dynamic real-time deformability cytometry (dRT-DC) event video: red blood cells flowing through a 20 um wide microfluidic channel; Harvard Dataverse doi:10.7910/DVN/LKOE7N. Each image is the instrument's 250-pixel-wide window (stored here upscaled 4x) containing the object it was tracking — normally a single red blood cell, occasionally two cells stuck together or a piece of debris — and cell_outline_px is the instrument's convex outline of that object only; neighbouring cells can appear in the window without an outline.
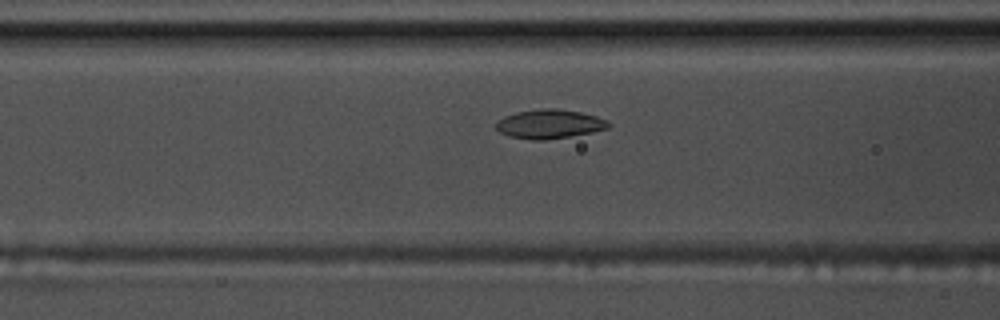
{"species": "common noctule bat (a hibernating species)", "species_latin": "Nyctalus noctula", "temperature_condition": "warm", "stored_images_in_passage": 37, "segment_of_instrument_passage": [1, 2], "camera_frame_rate_fps": 3000, "um_per_image_px": 0.085, "animal": {"sex": "male", "body_mass_g": 17.5, "forearm_length_mm": 52.3}, "frame": {"image": 1, "passage_image": 9, "time_ms": 2.667, "image_size_px": [1000, 320], "cell_outline_px": [[612, 124], [608, 128], [592, 132], [544, 140], [532, 140], [508, 136], [500, 132], [496, 128], [496, 124], [504, 116], [516, 112], [540, 108], [556, 108], [580, 112], [596, 116], [608, 120]], "centroid_in_image_um": [46.72, 10.53], "position_along_channel_um": 119.9, "area_um2": 19.02}}
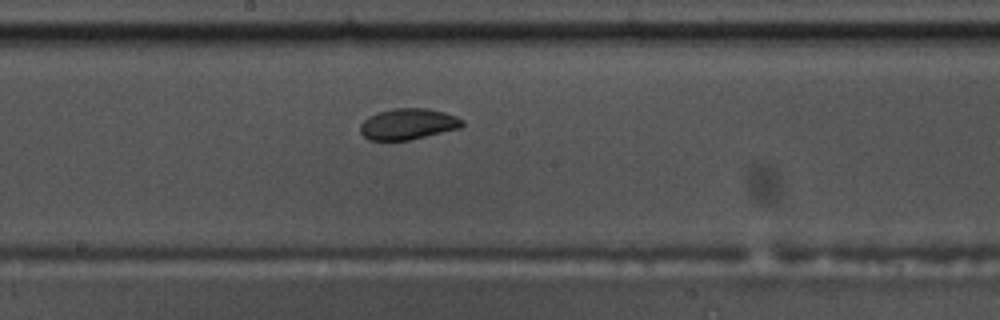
{"frame": {"image": 2, "passage_image": 17, "time_ms": 5.333, "image_size_px": [1000, 320], "cell_outline_px": [[464, 124], [460, 128], [408, 140], [372, 140], [364, 136], [360, 132], [360, 124], [368, 116], [376, 112], [392, 108], [428, 108], [444, 112], [456, 116], [464, 120]], "centroid_in_image_um": [34.68, 10.52], "position_along_channel_um": 213.5, "area_um2": 18.5}}
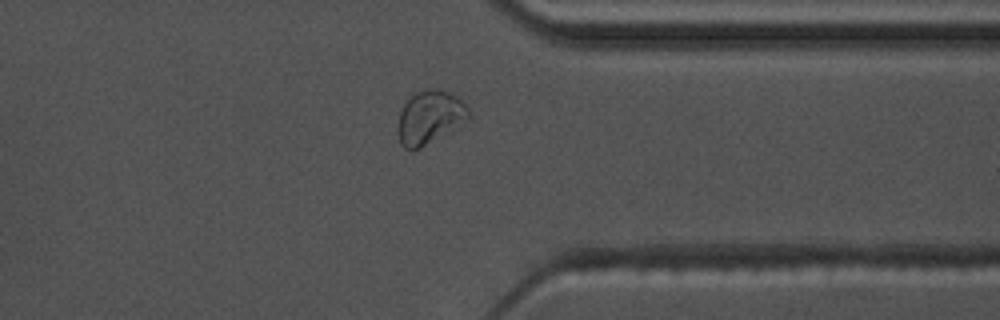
{"frame": {"image": 3, "passage_image": 31, "time_ms": 10.0, "image_size_px": [1000, 320], "cell_outline_px": [[472, 116], [468, 120], [456, 128], [420, 148], [412, 152], [404, 148], [400, 144], [400, 112], [404, 104], [416, 92], [424, 88], [436, 88], [448, 92], [456, 96], [468, 104], [472, 112]], "centroid_in_image_um": [36.61, 9.96], "position_along_channel_um": 374.8, "area_um2": 22.14}}